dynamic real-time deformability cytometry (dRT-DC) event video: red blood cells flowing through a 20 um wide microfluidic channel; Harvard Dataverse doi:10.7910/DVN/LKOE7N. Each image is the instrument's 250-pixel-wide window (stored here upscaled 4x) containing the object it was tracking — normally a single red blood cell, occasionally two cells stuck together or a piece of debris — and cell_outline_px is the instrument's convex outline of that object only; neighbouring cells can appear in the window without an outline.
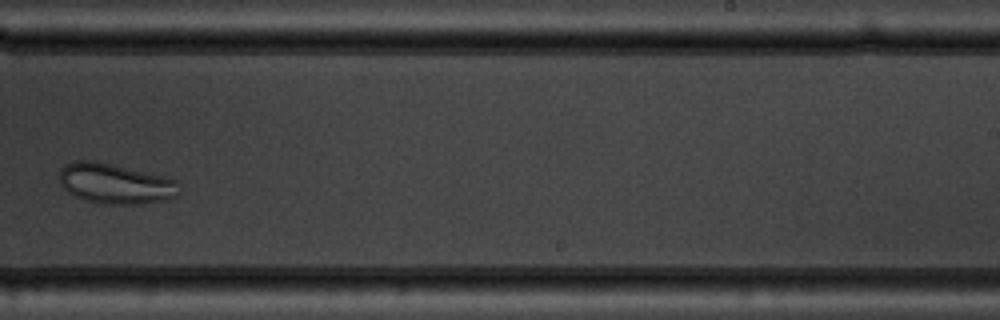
{"species": "common noctule bat (a hibernating species)", "species_latin": "Nyctalus noctula", "temperature_condition": "warm", "stored_images_in_passage": 8, "camera_frame_rate_fps": 3000, "um_per_image_px": 0.085, "animal": {"sex": "male", "body_mass_g": 19.5, "forearm_length_mm": 54.6}, "frame": {"image": 1, "passage_image": 7, "time_ms": 7.667, "image_size_px": [1000, 320], "cell_outline_px": [[180, 192], [176, 196], [164, 200], [140, 204], [100, 204], [84, 200], [68, 192], [60, 184], [60, 168], [76, 160], [96, 160], [164, 176], [176, 180]], "centroid_in_image_um": [9.79, 15.61], "position_along_channel_um": 279.2, "area_um2": 28.21}}